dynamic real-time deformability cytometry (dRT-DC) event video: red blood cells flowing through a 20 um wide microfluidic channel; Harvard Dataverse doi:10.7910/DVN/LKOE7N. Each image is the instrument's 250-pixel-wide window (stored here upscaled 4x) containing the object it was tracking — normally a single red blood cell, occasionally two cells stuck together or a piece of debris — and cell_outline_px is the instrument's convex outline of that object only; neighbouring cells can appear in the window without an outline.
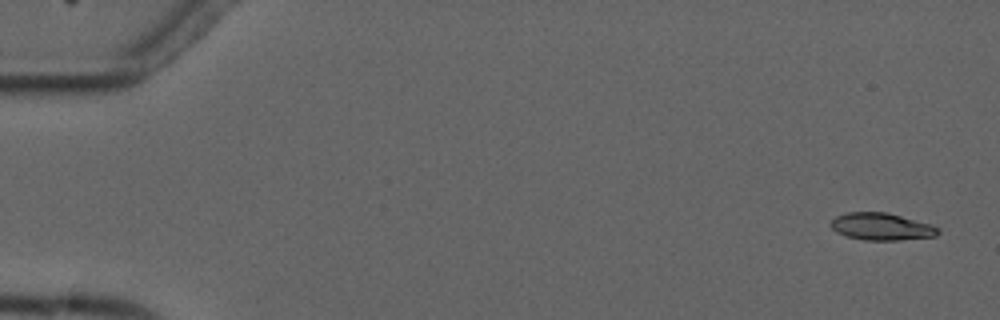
{"species": "common noctule bat (a hibernating species)", "species_latin": "Nyctalus noctula", "temperature_condition": "cold", "stored_images_in_passage": 5, "camera_frame_rate_fps": 3000, "um_per_image_px": 0.085, "animal": {"sex": "male", "forearm_length_mm": 52.5}, "frame": {"image": 1, "passage_image": 1, "time_ms": 0.0, "image_size_px": [1000, 320], "cell_outline_px": [[940, 232], [936, 236], [900, 240], [864, 240], [848, 236], [836, 232], [832, 228], [832, 220], [836, 216], [848, 212], [888, 212], [932, 224], [940, 228]], "centroid_in_image_um": [74.98, 19.26], "position_along_channel_um": 10.0, "area_um2": 17.05}}